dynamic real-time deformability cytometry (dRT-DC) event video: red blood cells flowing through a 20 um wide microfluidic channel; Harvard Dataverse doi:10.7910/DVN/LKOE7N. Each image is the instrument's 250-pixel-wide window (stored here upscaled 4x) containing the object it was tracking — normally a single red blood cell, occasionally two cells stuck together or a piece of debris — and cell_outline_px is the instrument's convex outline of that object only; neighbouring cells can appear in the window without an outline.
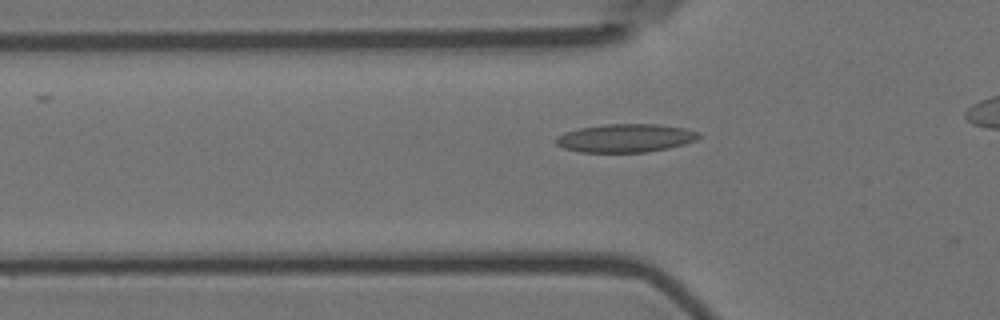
{"species": "Egyptian fruit bat (a non-hibernating species)", "species_latin": "Rousettus aegyptiacus", "temperature_condition": "room temperature", "stored_images_in_passage": 6, "camera_frame_rate_fps": 3000, "um_per_image_px": 0.085, "animal": {"sex": "female"}, "frame": {"image": 1, "passage_image": 6, "time_ms": 1.667, "image_size_px": [1000, 320], "cell_outline_px": [[700, 136], [696, 140], [684, 144], [668, 148], [648, 152], [580, 152], [564, 148], [556, 144], [556, 136], [564, 132], [580, 128], [604, 124], [656, 124], [684, 128], [700, 132]], "centroid_in_image_um": [53.16, 11.73], "position_along_channel_um": 72.6, "area_um2": 23.58}}